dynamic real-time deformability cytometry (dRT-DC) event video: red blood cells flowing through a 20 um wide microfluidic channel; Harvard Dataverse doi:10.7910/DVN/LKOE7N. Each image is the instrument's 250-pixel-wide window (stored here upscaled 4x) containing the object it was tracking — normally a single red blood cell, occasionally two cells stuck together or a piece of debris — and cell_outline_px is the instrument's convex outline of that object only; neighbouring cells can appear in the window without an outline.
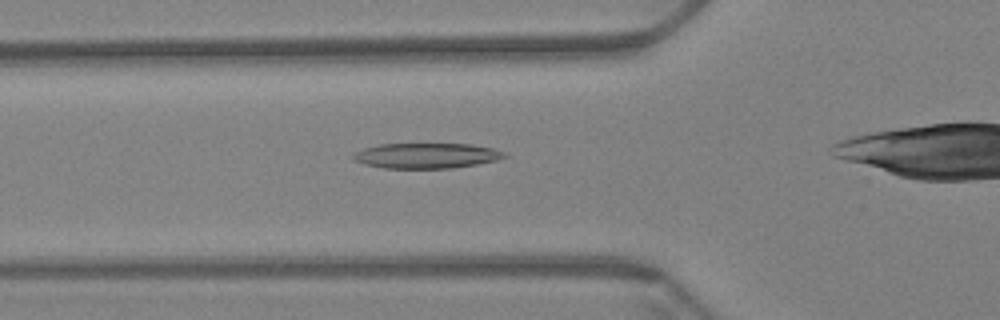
{"species": "Egyptian fruit bat (a non-hibernating species)", "species_latin": "Rousettus aegyptiacus", "temperature_condition": "warm", "stored_images_in_passage": 39, "camera_frame_rate_fps": 3000, "um_per_image_px": 0.085, "animal": {"sex": "female"}, "frame": {"image": 1, "passage_image": 8, "time_ms": 2.333, "image_size_px": [1000, 320], "cell_outline_px": [[508, 156], [496, 160], [476, 164], [452, 168], [384, 168], [364, 164], [352, 160], [348, 156], [364, 148], [380, 144], [472, 144], [492, 148], [504, 152]], "centroid_in_image_um": [36.2, 13.23], "position_along_channel_um": 89.6, "area_um2": 22.31}}
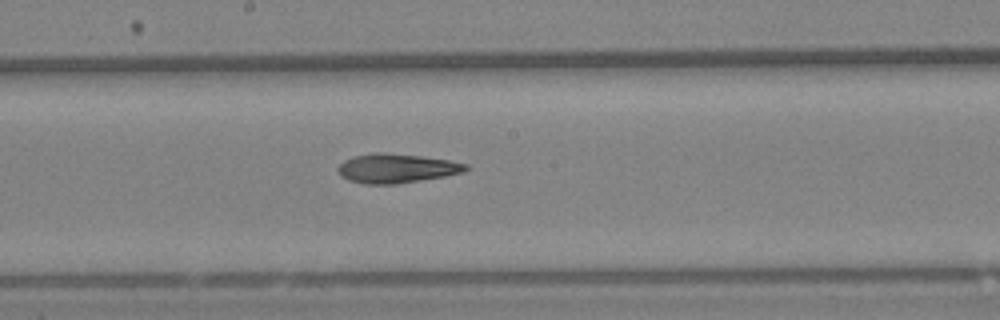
{"frame": {"image": 2, "passage_image": 19, "time_ms": 6.0, "image_size_px": [1000, 320], "cell_outline_px": [[468, 168], [464, 172], [444, 176], [396, 184], [364, 184], [348, 180], [340, 176], [336, 168], [344, 160], [352, 156], [372, 152], [384, 152], [420, 156], [448, 160], [468, 164]], "centroid_in_image_um": [33.64, 14.3], "position_along_channel_um": 214.6, "area_um2": 21.85}}
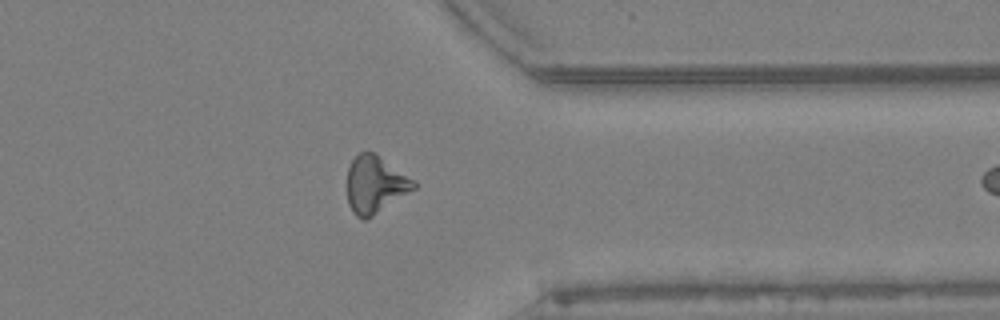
{"frame": {"image": 3, "passage_image": 34, "time_ms": 11.0, "image_size_px": [1000, 320], "cell_outline_px": [[416, 188], [372, 216], [364, 220], [356, 216], [352, 212], [348, 204], [348, 168], [352, 160], [360, 152], [376, 152], [416, 180]], "centroid_in_image_um": [31.91, 15.66], "position_along_channel_um": 379.5, "area_um2": 22.31}, "authors_computed_cell_mechanics": {"area_um2": 21.5016, "velocity_mm_per_s": 3.4181, "shape_relaxation_time_tau1_ms": null, "shape_relaxation_time_tau2_ms": 6.4469, "deformation_change_tau1": null, "deformation_change_tau2": 0.1794}}